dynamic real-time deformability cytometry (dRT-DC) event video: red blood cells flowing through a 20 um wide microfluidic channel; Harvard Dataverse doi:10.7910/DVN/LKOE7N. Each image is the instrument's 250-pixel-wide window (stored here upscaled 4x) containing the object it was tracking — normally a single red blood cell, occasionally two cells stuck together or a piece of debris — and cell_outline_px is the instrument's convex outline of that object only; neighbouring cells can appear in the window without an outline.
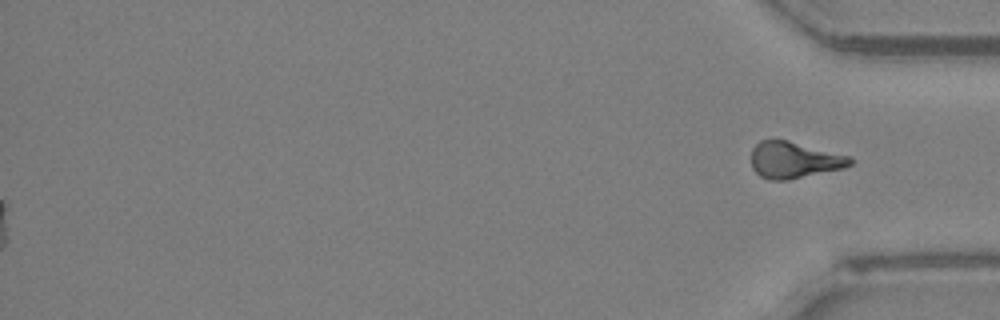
{"species": "Egyptian fruit bat (a non-hibernating species)", "species_latin": "Rousettus aegyptiacus", "temperature_condition": "room temperature", "stored_images_in_passage": 40, "segment_of_instrument_passage": [2, 2], "camera_frame_rate_fps": 3000, "um_per_image_px": 0.085, "animal": {"sex": "female"}, "frame": {"image": 1, "passage_image": 40, "time_ms": 13.0, "image_size_px": [1000, 320], "cell_outline_px": [[852, 164], [844, 168], [788, 180], [768, 180], [760, 176], [752, 168], [752, 148], [760, 140], [788, 140], [852, 156]], "centroid_in_image_um": [67.52, 13.6], "position_along_channel_um": 367.7, "area_um2": 21.15}}